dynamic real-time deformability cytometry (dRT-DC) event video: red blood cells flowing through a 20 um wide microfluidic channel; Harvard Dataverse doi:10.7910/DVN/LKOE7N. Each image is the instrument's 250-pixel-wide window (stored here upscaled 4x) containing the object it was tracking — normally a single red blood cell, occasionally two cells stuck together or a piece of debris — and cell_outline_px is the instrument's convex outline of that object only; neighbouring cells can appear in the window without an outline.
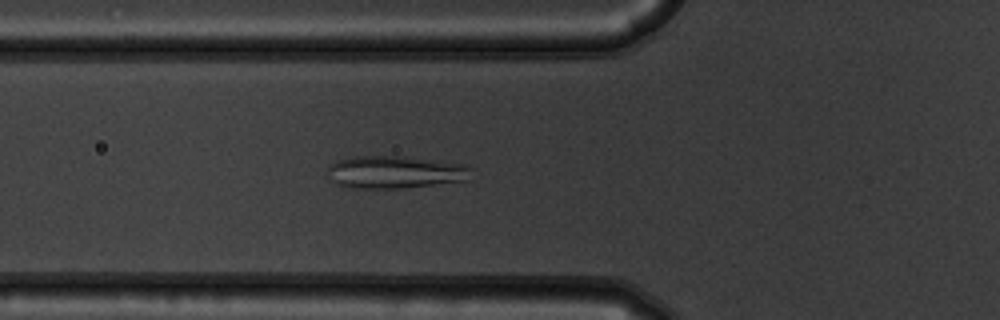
{"species": "common noctule bat (a hibernating species)", "species_latin": "Nyctalus noctula", "temperature_condition": "warm", "stored_images_in_passage": 38, "camera_frame_rate_fps": 3000, "um_per_image_px": 0.085, "animal": {"sex": "male", "body_mass_g": 19.5, "forearm_length_mm": 54.6}, "frame": {"image": 1, "passage_image": 4, "time_ms": 1.0, "image_size_px": [1000, 320], "cell_outline_px": [[472, 168], [464, 180], [400, 188], [348, 188], [336, 184], [332, 180], [328, 168], [328, 164], [336, 160], [352, 156], [400, 156], [464, 164]], "centroid_in_image_um": [33.48, 14.62], "position_along_channel_um": 92.3, "area_um2": 26.88}}
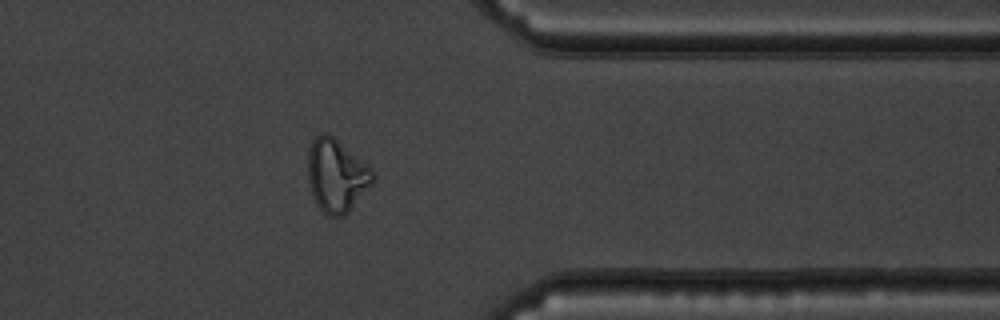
{"frame": {"image": 2, "passage_image": 28, "time_ms": 9.0, "image_size_px": [1000, 320], "cell_outline_px": [[372, 184], [348, 212], [344, 216], [328, 216], [316, 204], [312, 196], [308, 184], [308, 148], [312, 140], [320, 132], [328, 132], [368, 164], [372, 168]], "centroid_in_image_um": [28.57, 14.89], "position_along_channel_um": 382.8, "area_um2": 27.74}}
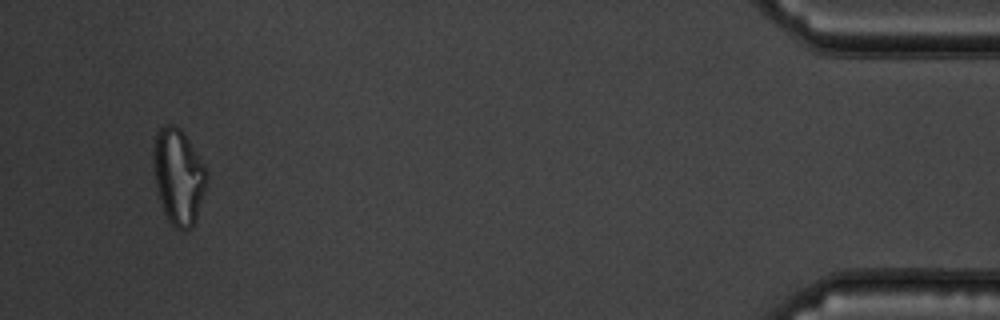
{"frame": {"image": 3, "passage_image": 36, "time_ms": 11.667, "image_size_px": [1000, 320], "cell_outline_px": [[208, 180], [196, 220], [192, 228], [176, 228], [168, 220], [164, 212], [156, 192], [152, 160], [152, 148], [156, 132], [164, 124], [176, 124], [180, 128], [204, 164], [208, 172]], "centroid_in_image_um": [15.14, 14.97], "position_along_channel_um": 420.1, "area_um2": 30.11}}